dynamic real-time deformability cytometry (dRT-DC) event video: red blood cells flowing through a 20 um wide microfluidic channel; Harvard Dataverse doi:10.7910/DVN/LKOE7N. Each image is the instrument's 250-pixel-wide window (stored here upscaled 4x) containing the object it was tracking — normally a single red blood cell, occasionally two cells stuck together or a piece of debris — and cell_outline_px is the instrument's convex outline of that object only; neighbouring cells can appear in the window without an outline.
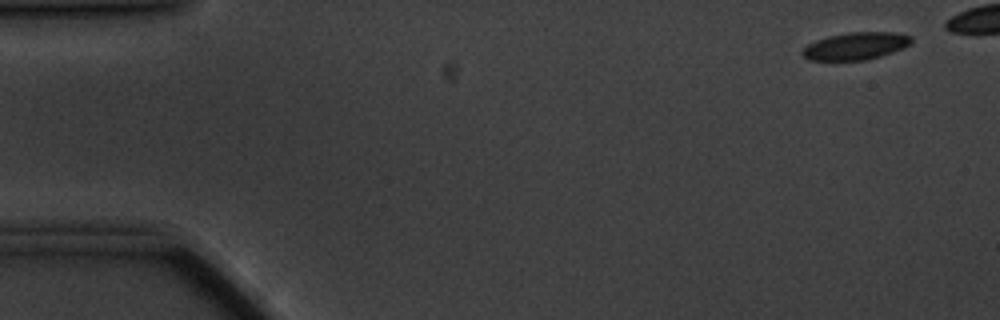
{"species": "common noctule bat (a hibernating species)", "species_latin": "Nyctalus noctula", "temperature_condition": "cold", "stored_images_in_passage": 14, "camera_frame_rate_fps": 3000, "um_per_image_px": 0.085, "animal": {"sex": "male", "body_mass_g": 20.1, "forearm_length_mm": 53.5}, "frame": {"image": 1, "passage_image": 4, "time_ms": 1.0, "image_size_px": [1000, 320], "cell_outline_px": [[912, 40], [904, 48], [880, 56], [864, 60], [808, 60], [800, 52], [808, 44], [816, 40], [828, 36], [848, 32], [892, 32], [912, 36]], "centroid_in_image_um": [72.71, 3.91], "position_along_channel_um": 12.3, "area_um2": 17.28}}